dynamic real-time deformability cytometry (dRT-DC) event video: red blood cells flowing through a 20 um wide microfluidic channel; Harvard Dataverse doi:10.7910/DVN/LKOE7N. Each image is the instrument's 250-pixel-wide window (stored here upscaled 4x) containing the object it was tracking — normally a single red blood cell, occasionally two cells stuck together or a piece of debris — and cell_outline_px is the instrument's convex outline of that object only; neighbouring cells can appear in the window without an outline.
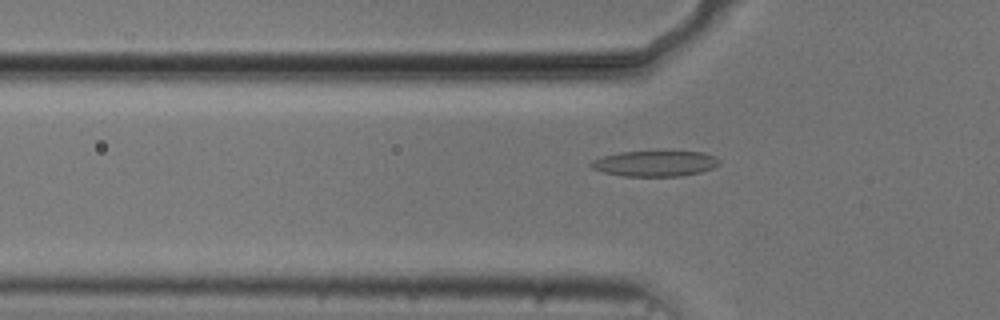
{"species": "common noctule bat (a hibernating species)", "species_latin": "Nyctalus noctula", "temperature_condition": "cold", "stored_images_in_passage": 44, "camera_frame_rate_fps": 3000, "um_per_image_px": 0.085, "animal": {"sex": "male", "body_mass_g": 20.5, "forearm_length_mm": 52.5}, "frame": {"image": 1, "passage_image": 7, "time_ms": 2.0, "image_size_px": [1000, 320], "cell_outline_px": [[720, 164], [712, 168], [700, 172], [680, 176], [624, 176], [604, 172], [592, 168], [588, 164], [592, 160], [604, 156], [620, 152], [664, 148], [704, 152], [716, 156], [720, 160]], "centroid_in_image_um": [55.73, 13.83], "position_along_channel_um": 70.1, "area_um2": 20.23}}
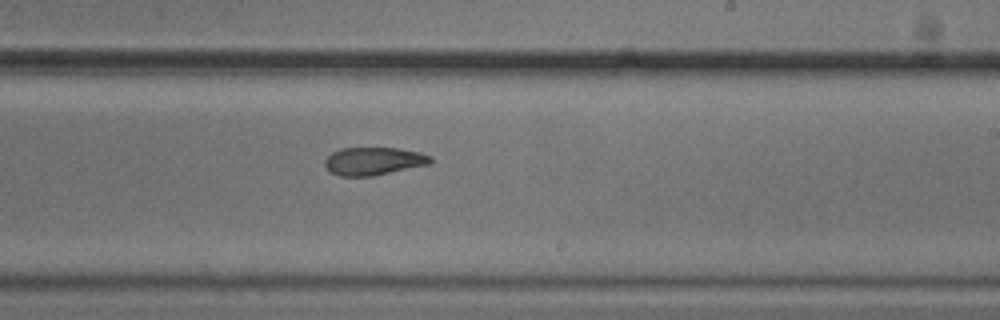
{"frame": {"image": 2, "passage_image": 22, "time_ms": 7.0, "image_size_px": [1000, 320], "cell_outline_px": [[432, 164], [372, 176], [340, 176], [328, 172], [324, 164], [324, 160], [332, 152], [340, 148], [400, 148], [420, 152], [432, 156]], "centroid_in_image_um": [31.76, 13.7], "position_along_channel_um": 257.2, "area_um2": 17.46}}
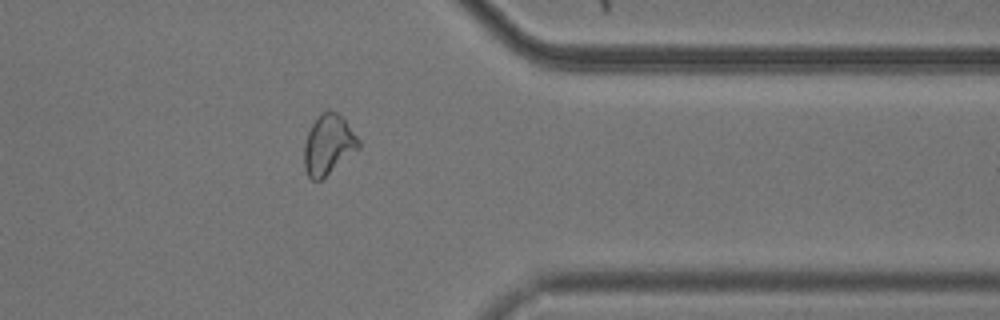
{"frame": {"image": 3, "passage_image": 33, "time_ms": 10.667, "image_size_px": [1000, 320], "cell_outline_px": [[360, 148], [320, 180], [312, 180], [308, 176], [304, 168], [304, 144], [308, 132], [312, 124], [320, 112], [328, 108], [336, 112], [344, 120], [360, 140]], "centroid_in_image_um": [27.9, 12.28], "position_along_channel_um": 383.5, "area_um2": 18.96}, "authors_computed_cell_mechanics": {"area_um2": 18.5249, "velocity_mm_per_s": 3.7278, "shape_relaxation_time_tau1_ms": 7.1883, "shape_relaxation_time_tau2_ms": 3.0097, "deformation_change_tau1": 0.1759, "deformation_change_tau2": 0.1013}}